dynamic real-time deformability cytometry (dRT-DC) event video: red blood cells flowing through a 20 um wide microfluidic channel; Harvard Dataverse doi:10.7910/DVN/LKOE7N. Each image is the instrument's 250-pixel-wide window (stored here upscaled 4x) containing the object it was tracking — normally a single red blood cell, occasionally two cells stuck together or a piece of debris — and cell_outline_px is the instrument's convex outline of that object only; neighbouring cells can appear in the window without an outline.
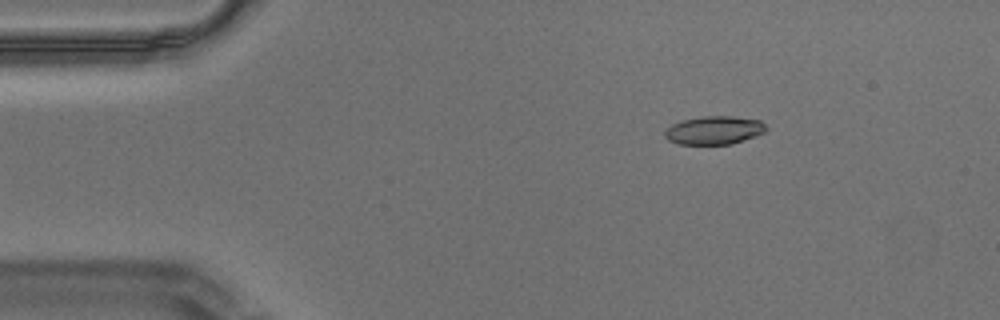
{"species": "Egyptian fruit bat (a non-hibernating species)", "species_latin": "Rousettus aegyptiacus", "temperature_condition": "warm", "stored_images_in_passage": 4, "camera_frame_rate_fps": 3000, "um_per_image_px": 0.085, "animal": {"sex": "male"}, "frame": {"image": 1, "passage_image": 1, "time_ms": 0.0, "image_size_px": [1000, 320], "cell_outline_px": [[768, 128], [764, 132], [744, 140], [732, 144], [680, 144], [668, 140], [664, 136], [664, 132], [672, 124], [680, 120], [700, 116], [732, 116], [760, 120]], "centroid_in_image_um": [60.69, 11.06], "position_along_channel_um": 24.3, "area_um2": 16.76}}